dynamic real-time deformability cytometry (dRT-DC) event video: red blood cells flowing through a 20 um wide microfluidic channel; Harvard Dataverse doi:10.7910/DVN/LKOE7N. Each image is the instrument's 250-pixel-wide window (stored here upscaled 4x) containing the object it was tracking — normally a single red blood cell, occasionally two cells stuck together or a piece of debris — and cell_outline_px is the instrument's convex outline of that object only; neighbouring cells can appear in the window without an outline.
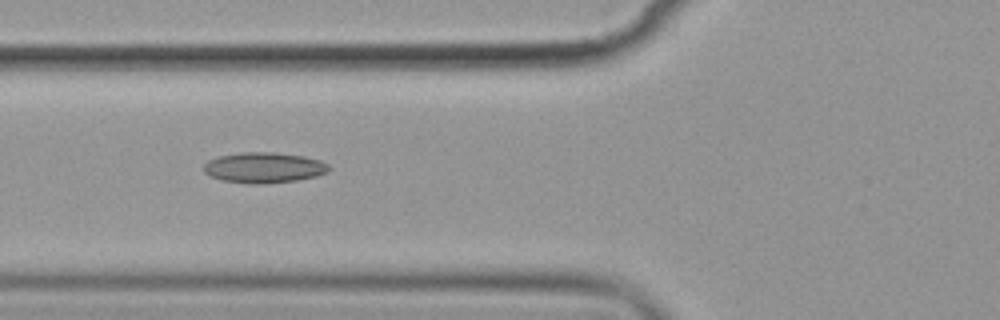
{"species": "common noctule bat (a hibernating species)", "species_latin": "Nyctalus noctula", "temperature_condition": "cold", "stored_images_in_passage": 5, "camera_frame_rate_fps": 3000, "um_per_image_px": 0.085, "animal": {"sex": "female", "body_mass_g": 19.9}, "frame": {"image": 1, "passage_image": 4, "time_ms": 3.667, "image_size_px": [1000, 320], "cell_outline_px": [[328, 172], [316, 176], [296, 180], [264, 184], [252, 184], [224, 180], [212, 176], [204, 172], [204, 164], [208, 160], [220, 156], [240, 152], [276, 152], [304, 156], [320, 160], [328, 164]], "centroid_in_image_um": [22.45, 14.24], "position_along_channel_um": 103.4, "area_um2": 22.2}}
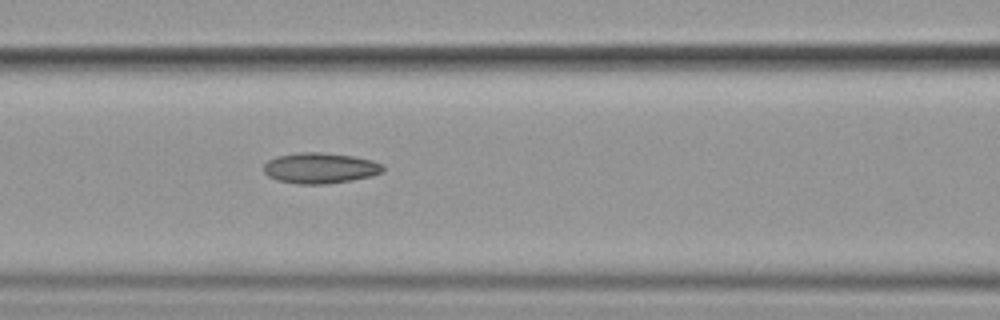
{"frame": {"image": 2, "passage_image": 5, "time_ms": 4.667, "image_size_px": [1000, 320], "cell_outline_px": [[384, 172], [372, 176], [352, 180], [328, 184], [296, 184], [276, 180], [268, 176], [264, 172], [264, 164], [268, 160], [276, 156], [296, 152], [320, 152], [352, 156], [372, 160], [384, 164]], "centroid_in_image_um": [27.21, 14.29], "position_along_channel_um": 139.4, "area_um2": 21.62}}